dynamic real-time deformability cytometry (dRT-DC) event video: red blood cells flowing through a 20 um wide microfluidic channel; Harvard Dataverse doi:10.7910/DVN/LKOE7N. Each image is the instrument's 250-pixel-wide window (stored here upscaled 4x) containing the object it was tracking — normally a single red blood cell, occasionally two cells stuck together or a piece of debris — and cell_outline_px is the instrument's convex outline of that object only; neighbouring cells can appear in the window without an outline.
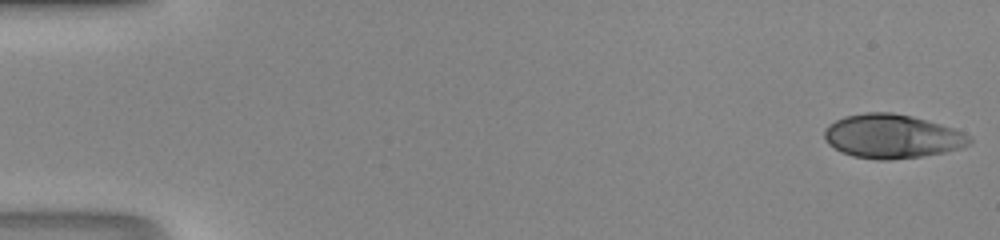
{"species": "human", "species_latin": "Homo sapiens", "temperature_condition": "room temperature", "stored_images_in_passage": 47, "camera_frame_rate_fps": 3000, "um_per_image_px": 0.085, "donor": {"sex": "male"}, "frame": {"image": 1, "passage_image": 1, "time_ms": 0.0, "image_size_px": [1000, 240], "cell_outline_px": [[972, 144], [960, 148], [944, 152], [920, 156], [888, 160], [876, 160], [852, 156], [840, 152], [828, 144], [824, 136], [824, 128], [828, 124], [844, 116], [864, 112], [892, 112], [912, 116], [940, 124], [952, 128], [968, 136], [972, 140]], "centroid_in_image_um": [75.77, 11.59], "position_along_channel_um": 9.2, "area_um2": 37.17}}
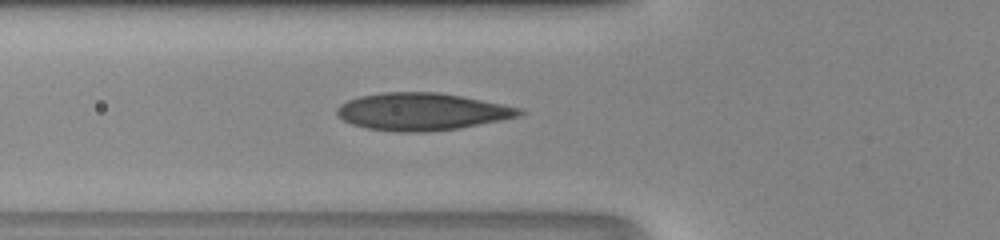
{"frame": {"image": 2, "passage_image": 18, "time_ms": 5.667, "image_size_px": [1000, 240], "cell_outline_px": [[528, 112], [520, 116], [504, 120], [456, 128], [424, 132], [396, 132], [364, 128], [352, 124], [344, 120], [336, 112], [336, 108], [340, 104], [348, 100], [360, 96], [380, 92], [436, 92], [460, 96], [504, 104], [524, 108]], "centroid_in_image_um": [35.89, 9.49], "position_along_channel_um": 89.9, "area_um2": 39.88}}
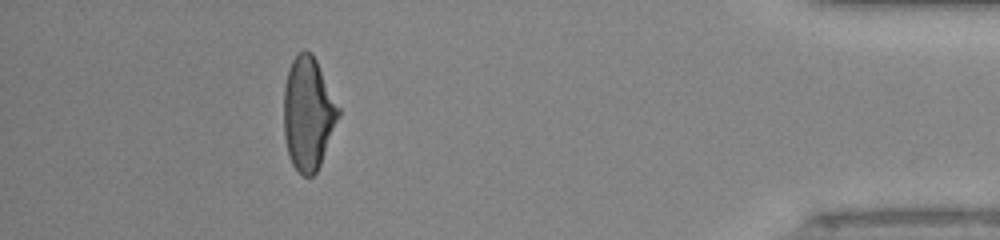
{"frame": {"image": 3, "passage_image": 43, "time_ms": 14.0, "image_size_px": [1000, 240], "cell_outline_px": [[340, 116], [320, 164], [316, 172], [312, 176], [304, 176], [292, 164], [288, 156], [284, 136], [284, 84], [288, 68], [292, 60], [304, 48], [312, 52], [340, 108]], "centroid_in_image_um": [26.18, 9.63], "position_along_channel_um": 409.0, "area_um2": 36.07}}